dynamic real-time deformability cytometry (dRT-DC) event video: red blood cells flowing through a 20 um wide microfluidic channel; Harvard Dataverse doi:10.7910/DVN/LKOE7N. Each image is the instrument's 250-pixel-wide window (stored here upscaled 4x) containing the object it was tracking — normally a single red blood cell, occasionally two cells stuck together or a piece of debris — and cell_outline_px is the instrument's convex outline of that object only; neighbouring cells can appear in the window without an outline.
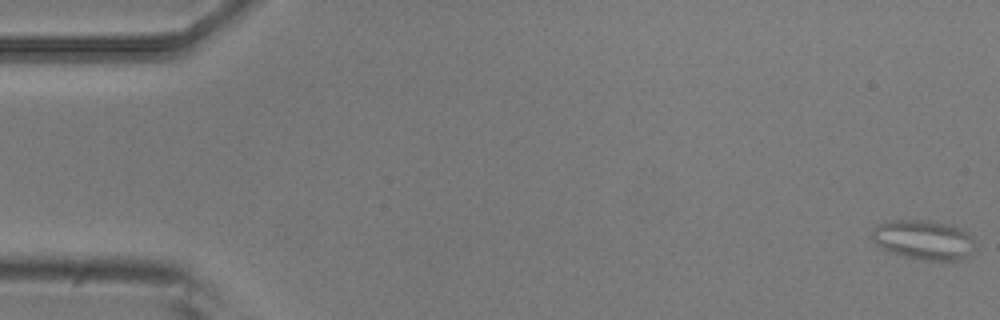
{"species": "common noctule bat (a hibernating species)", "species_latin": "Nyctalus noctula", "temperature_condition": "room temperature", "stored_images_in_passage": 6, "camera_frame_rate_fps": 3000, "um_per_image_px": 0.085, "animal": {"sex": "male", "body_mass_g": 20.5, "forearm_length_mm": 52.5}, "frame": {"image": 1, "passage_image": 1, "time_ms": 0.0, "image_size_px": [1000, 320], "cell_outline_px": [[972, 252], [960, 260], [920, 260], [904, 256], [892, 252], [876, 244], [872, 240], [872, 228], [876, 224], [888, 220], [924, 220], [948, 224], [968, 232], [972, 240]], "centroid_in_image_um": [78.45, 20.37], "position_along_channel_um": 6.5, "area_um2": 23.58}}
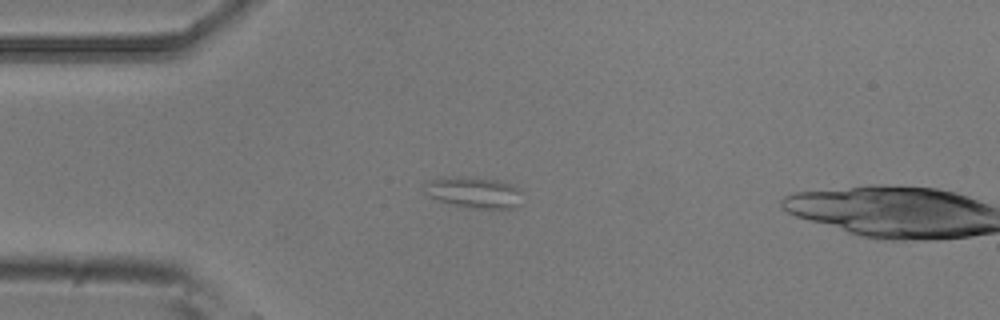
{"frame": {"image": 2, "passage_image": 5, "time_ms": 1.333, "image_size_px": [1000, 320], "cell_outline_px": [[524, 192], [520, 204], [516, 208], [464, 208], [436, 200], [428, 196], [424, 192], [424, 180], [436, 176], [472, 176], [496, 180], [512, 184], [520, 188]], "centroid_in_image_um": [40.24, 16.33], "position_along_channel_um": 44.8, "area_um2": 18.79}}